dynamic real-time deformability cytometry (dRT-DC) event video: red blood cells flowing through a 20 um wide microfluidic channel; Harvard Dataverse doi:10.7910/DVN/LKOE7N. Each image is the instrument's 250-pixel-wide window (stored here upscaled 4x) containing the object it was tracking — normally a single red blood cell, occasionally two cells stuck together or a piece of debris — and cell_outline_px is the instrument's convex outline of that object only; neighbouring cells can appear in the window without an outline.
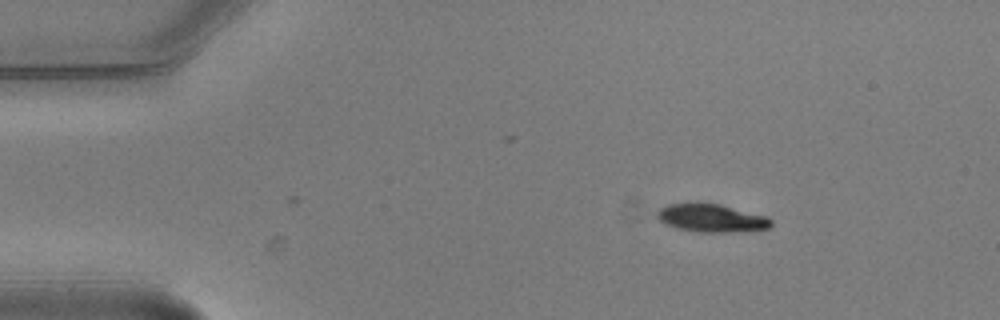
{"species": "common noctule bat (a hibernating species)", "species_latin": "Nyctalus noctula", "temperature_condition": "warm", "stored_images_in_passage": 3, "camera_frame_rate_fps": 3000, "um_per_image_px": 0.085, "animal": {"sex": "male", "body_mass_g": 20.5, "forearm_length_mm": 52.5}, "frame": {"image": 1, "passage_image": 3, "time_ms": 0.667, "image_size_px": [1000, 320], "cell_outline_px": [[772, 224], [768, 228], [728, 232], [700, 232], [676, 228], [664, 224], [656, 216], [656, 212], [660, 208], [668, 204], [696, 200], [720, 204], [768, 216], [772, 220]], "centroid_in_image_um": [60.41, 18.49], "position_along_channel_um": 24.6, "area_um2": 19.13}}